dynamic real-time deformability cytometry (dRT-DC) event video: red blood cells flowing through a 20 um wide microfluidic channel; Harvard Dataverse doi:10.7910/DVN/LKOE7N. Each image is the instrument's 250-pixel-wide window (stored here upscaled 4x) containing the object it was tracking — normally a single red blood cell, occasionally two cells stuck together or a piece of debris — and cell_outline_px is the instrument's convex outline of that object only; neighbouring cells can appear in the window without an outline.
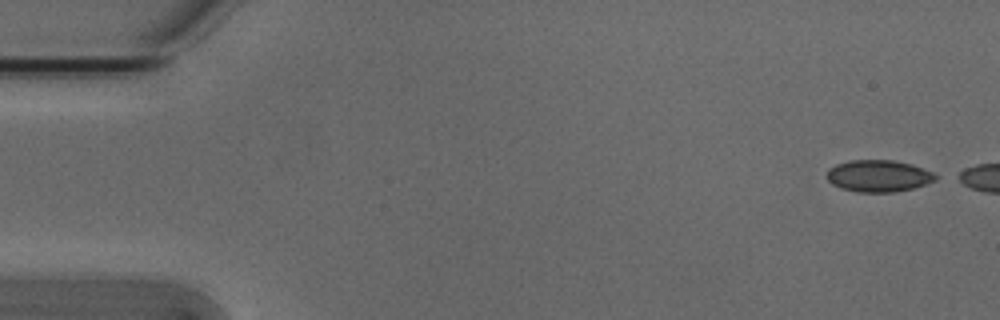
{"species": "Egyptian fruit bat (a non-hibernating species)", "species_latin": "Rousettus aegyptiacus", "temperature_condition": "cold", "stored_images_in_passage": 6, "camera_frame_rate_fps": 3000, "um_per_image_px": 0.085, "animal": {"sex": "male"}, "frame": {"image": 1, "passage_image": 1, "time_ms": 0.0, "image_size_px": [1000, 320], "cell_outline_px": [[940, 176], [936, 180], [912, 188], [896, 192], [856, 192], [840, 188], [832, 184], [828, 180], [828, 168], [836, 164], [852, 160], [892, 160], [912, 164], [932, 172]], "centroid_in_image_um": [74.68, 14.95], "position_along_channel_um": 10.3, "area_um2": 20.17}}